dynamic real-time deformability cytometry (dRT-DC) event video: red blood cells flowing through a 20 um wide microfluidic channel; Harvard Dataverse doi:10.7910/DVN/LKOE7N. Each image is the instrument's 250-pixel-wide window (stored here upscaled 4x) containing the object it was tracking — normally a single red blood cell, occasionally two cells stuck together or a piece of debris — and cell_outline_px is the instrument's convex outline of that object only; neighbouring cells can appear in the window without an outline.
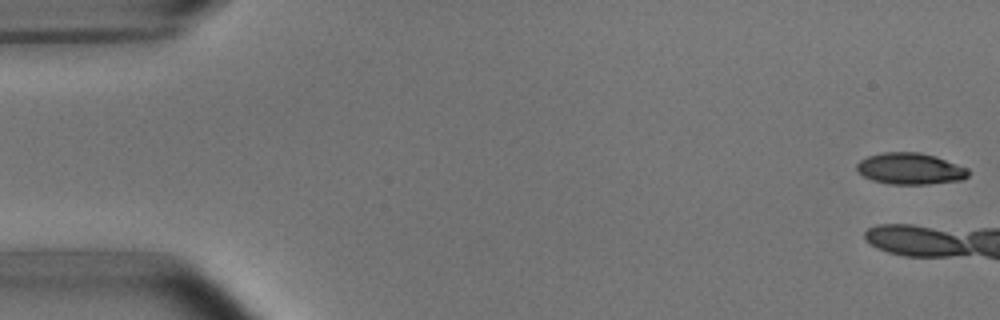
{"species": "common noctule bat (a hibernating species)", "species_latin": "Nyctalus noctula", "temperature_condition": "room temperature", "stored_images_in_passage": 3, "camera_frame_rate_fps": 3000, "um_per_image_px": 0.085, "animal": {"sex": "male", "body_mass_g": 15.6}, "frame": {"image": 1, "passage_image": 1, "time_ms": 0.0, "image_size_px": [1000, 320], "cell_outline_px": [[972, 172], [968, 176], [960, 180], [928, 184], [888, 184], [872, 180], [864, 176], [856, 168], [856, 164], [860, 160], [868, 156], [884, 152], [920, 152], [936, 156], [968, 168]], "centroid_in_image_um": [77.39, 14.33], "position_along_channel_um": 7.6, "area_um2": 20.52}}